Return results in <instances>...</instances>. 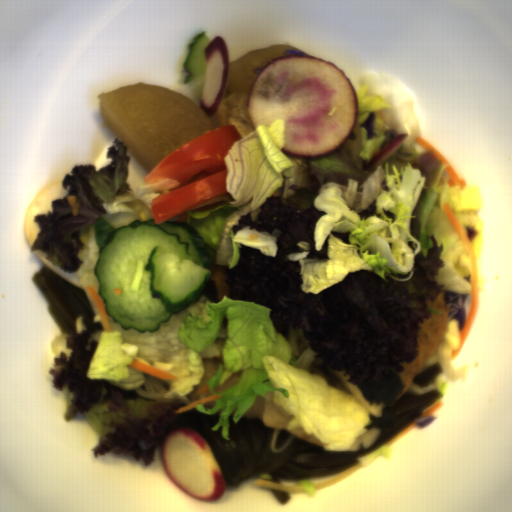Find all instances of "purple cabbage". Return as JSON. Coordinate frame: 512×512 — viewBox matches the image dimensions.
<instances>
[{
  "label": "purple cabbage",
  "mask_w": 512,
  "mask_h": 512,
  "mask_svg": "<svg viewBox=\"0 0 512 512\" xmlns=\"http://www.w3.org/2000/svg\"><path fill=\"white\" fill-rule=\"evenodd\" d=\"M443 301L445 308H449L448 319H457L459 331L465 329L466 322L469 316L472 294L469 293H455L450 290H445L443 293Z\"/></svg>",
  "instance_id": "c1f60e8f"
},
{
  "label": "purple cabbage",
  "mask_w": 512,
  "mask_h": 512,
  "mask_svg": "<svg viewBox=\"0 0 512 512\" xmlns=\"http://www.w3.org/2000/svg\"><path fill=\"white\" fill-rule=\"evenodd\" d=\"M375 117V111L370 110L365 120L359 124L360 127H363L366 130V140H372L373 136H377L374 132Z\"/></svg>",
  "instance_id": "ea28d5fd"
},
{
  "label": "purple cabbage",
  "mask_w": 512,
  "mask_h": 512,
  "mask_svg": "<svg viewBox=\"0 0 512 512\" xmlns=\"http://www.w3.org/2000/svg\"><path fill=\"white\" fill-rule=\"evenodd\" d=\"M411 420H414L418 426L419 429H423L435 420H437V417H434L432 415H420L415 416Z\"/></svg>",
  "instance_id": "f65ffa83"
},
{
  "label": "purple cabbage",
  "mask_w": 512,
  "mask_h": 512,
  "mask_svg": "<svg viewBox=\"0 0 512 512\" xmlns=\"http://www.w3.org/2000/svg\"><path fill=\"white\" fill-rule=\"evenodd\" d=\"M284 55H301V56H309L307 54H305L304 52H301L299 50H294V49H291V48H287L285 49L284 51Z\"/></svg>",
  "instance_id": "39781b68"
}]
</instances>
